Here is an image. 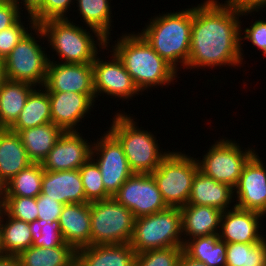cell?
Listing matches in <instances>:
<instances>
[{
    "mask_svg": "<svg viewBox=\"0 0 266 266\" xmlns=\"http://www.w3.org/2000/svg\"><path fill=\"white\" fill-rule=\"evenodd\" d=\"M6 256L4 250H3V241H2V234H1V228H0V258Z\"/></svg>",
    "mask_w": 266,
    "mask_h": 266,
    "instance_id": "cell-49",
    "label": "cell"
},
{
    "mask_svg": "<svg viewBox=\"0 0 266 266\" xmlns=\"http://www.w3.org/2000/svg\"><path fill=\"white\" fill-rule=\"evenodd\" d=\"M80 135L78 131L64 132L42 161L43 169L46 171L74 170L86 163L91 158L93 143H89Z\"/></svg>",
    "mask_w": 266,
    "mask_h": 266,
    "instance_id": "cell-16",
    "label": "cell"
},
{
    "mask_svg": "<svg viewBox=\"0 0 266 266\" xmlns=\"http://www.w3.org/2000/svg\"><path fill=\"white\" fill-rule=\"evenodd\" d=\"M7 128L6 126L3 124V122L1 121V118H0V134L5 131Z\"/></svg>",
    "mask_w": 266,
    "mask_h": 266,
    "instance_id": "cell-50",
    "label": "cell"
},
{
    "mask_svg": "<svg viewBox=\"0 0 266 266\" xmlns=\"http://www.w3.org/2000/svg\"><path fill=\"white\" fill-rule=\"evenodd\" d=\"M16 4H17V6L19 7V9L21 10L22 8L20 7V3L22 4V5H24V9H26L27 10V12H28V21L29 22H31V23H29V27H31V29H33V27L36 25L35 24V22H34V20L32 19V15L42 6V4H43V1L44 0H21V2H20V0H13Z\"/></svg>",
    "mask_w": 266,
    "mask_h": 266,
    "instance_id": "cell-44",
    "label": "cell"
},
{
    "mask_svg": "<svg viewBox=\"0 0 266 266\" xmlns=\"http://www.w3.org/2000/svg\"><path fill=\"white\" fill-rule=\"evenodd\" d=\"M41 193L62 204L86 203L79 169L63 171L44 170Z\"/></svg>",
    "mask_w": 266,
    "mask_h": 266,
    "instance_id": "cell-19",
    "label": "cell"
},
{
    "mask_svg": "<svg viewBox=\"0 0 266 266\" xmlns=\"http://www.w3.org/2000/svg\"><path fill=\"white\" fill-rule=\"evenodd\" d=\"M91 245L130 243L135 217L113 197L90 202Z\"/></svg>",
    "mask_w": 266,
    "mask_h": 266,
    "instance_id": "cell-9",
    "label": "cell"
},
{
    "mask_svg": "<svg viewBox=\"0 0 266 266\" xmlns=\"http://www.w3.org/2000/svg\"><path fill=\"white\" fill-rule=\"evenodd\" d=\"M199 171L196 158L182 152H170L151 174L168 207L186 206L194 177Z\"/></svg>",
    "mask_w": 266,
    "mask_h": 266,
    "instance_id": "cell-8",
    "label": "cell"
},
{
    "mask_svg": "<svg viewBox=\"0 0 266 266\" xmlns=\"http://www.w3.org/2000/svg\"><path fill=\"white\" fill-rule=\"evenodd\" d=\"M17 258L21 266H70L76 261V250L67 243L52 248L30 246Z\"/></svg>",
    "mask_w": 266,
    "mask_h": 266,
    "instance_id": "cell-29",
    "label": "cell"
},
{
    "mask_svg": "<svg viewBox=\"0 0 266 266\" xmlns=\"http://www.w3.org/2000/svg\"><path fill=\"white\" fill-rule=\"evenodd\" d=\"M43 87L48 92L87 94L96 101L92 64L58 63L49 59Z\"/></svg>",
    "mask_w": 266,
    "mask_h": 266,
    "instance_id": "cell-13",
    "label": "cell"
},
{
    "mask_svg": "<svg viewBox=\"0 0 266 266\" xmlns=\"http://www.w3.org/2000/svg\"><path fill=\"white\" fill-rule=\"evenodd\" d=\"M12 51L4 58V71L7 80L27 82L41 89L44 86L47 76V66L50 55L45 54L44 47L37 43V39H45L43 30L39 25L33 27ZM33 34V35H32ZM37 35L38 37H34ZM49 57V58H48ZM42 87H41V86Z\"/></svg>",
    "mask_w": 266,
    "mask_h": 266,
    "instance_id": "cell-7",
    "label": "cell"
},
{
    "mask_svg": "<svg viewBox=\"0 0 266 266\" xmlns=\"http://www.w3.org/2000/svg\"><path fill=\"white\" fill-rule=\"evenodd\" d=\"M20 18L14 25L0 31V55L5 58L19 41L28 33ZM27 29V30H26Z\"/></svg>",
    "mask_w": 266,
    "mask_h": 266,
    "instance_id": "cell-39",
    "label": "cell"
},
{
    "mask_svg": "<svg viewBox=\"0 0 266 266\" xmlns=\"http://www.w3.org/2000/svg\"><path fill=\"white\" fill-rule=\"evenodd\" d=\"M35 236L32 246L52 248L65 243L58 220L52 222L37 223L35 225Z\"/></svg>",
    "mask_w": 266,
    "mask_h": 266,
    "instance_id": "cell-37",
    "label": "cell"
},
{
    "mask_svg": "<svg viewBox=\"0 0 266 266\" xmlns=\"http://www.w3.org/2000/svg\"><path fill=\"white\" fill-rule=\"evenodd\" d=\"M226 266H266V240L226 244Z\"/></svg>",
    "mask_w": 266,
    "mask_h": 266,
    "instance_id": "cell-33",
    "label": "cell"
},
{
    "mask_svg": "<svg viewBox=\"0 0 266 266\" xmlns=\"http://www.w3.org/2000/svg\"><path fill=\"white\" fill-rule=\"evenodd\" d=\"M233 3L241 12L244 11H256L262 10L266 7V0H229Z\"/></svg>",
    "mask_w": 266,
    "mask_h": 266,
    "instance_id": "cell-43",
    "label": "cell"
},
{
    "mask_svg": "<svg viewBox=\"0 0 266 266\" xmlns=\"http://www.w3.org/2000/svg\"><path fill=\"white\" fill-rule=\"evenodd\" d=\"M48 94L52 123L65 132L78 131L77 123L82 122V118L91 111L94 101L87 94L76 92H48Z\"/></svg>",
    "mask_w": 266,
    "mask_h": 266,
    "instance_id": "cell-18",
    "label": "cell"
},
{
    "mask_svg": "<svg viewBox=\"0 0 266 266\" xmlns=\"http://www.w3.org/2000/svg\"><path fill=\"white\" fill-rule=\"evenodd\" d=\"M112 197L135 218L168 208L152 174L133 173Z\"/></svg>",
    "mask_w": 266,
    "mask_h": 266,
    "instance_id": "cell-11",
    "label": "cell"
},
{
    "mask_svg": "<svg viewBox=\"0 0 266 266\" xmlns=\"http://www.w3.org/2000/svg\"><path fill=\"white\" fill-rule=\"evenodd\" d=\"M226 2V3H225ZM206 0L193 7L190 54L186 70L214 66H238L243 62L241 21L239 17L253 11L241 12L226 0Z\"/></svg>",
    "mask_w": 266,
    "mask_h": 266,
    "instance_id": "cell-1",
    "label": "cell"
},
{
    "mask_svg": "<svg viewBox=\"0 0 266 266\" xmlns=\"http://www.w3.org/2000/svg\"><path fill=\"white\" fill-rule=\"evenodd\" d=\"M70 266H80V264L77 262V261H75L72 265H70Z\"/></svg>",
    "mask_w": 266,
    "mask_h": 266,
    "instance_id": "cell-51",
    "label": "cell"
},
{
    "mask_svg": "<svg viewBox=\"0 0 266 266\" xmlns=\"http://www.w3.org/2000/svg\"><path fill=\"white\" fill-rule=\"evenodd\" d=\"M255 153L244 165L239 181L234 188V206L266 214V166ZM238 201V202H237Z\"/></svg>",
    "mask_w": 266,
    "mask_h": 266,
    "instance_id": "cell-15",
    "label": "cell"
},
{
    "mask_svg": "<svg viewBox=\"0 0 266 266\" xmlns=\"http://www.w3.org/2000/svg\"><path fill=\"white\" fill-rule=\"evenodd\" d=\"M5 80H6V77H5V71H4V64L0 63V87L2 86Z\"/></svg>",
    "mask_w": 266,
    "mask_h": 266,
    "instance_id": "cell-48",
    "label": "cell"
},
{
    "mask_svg": "<svg viewBox=\"0 0 266 266\" xmlns=\"http://www.w3.org/2000/svg\"><path fill=\"white\" fill-rule=\"evenodd\" d=\"M111 47L110 52L122 61L140 92L156 85H170L177 77L178 71L159 56L139 32L125 33Z\"/></svg>",
    "mask_w": 266,
    "mask_h": 266,
    "instance_id": "cell-2",
    "label": "cell"
},
{
    "mask_svg": "<svg viewBox=\"0 0 266 266\" xmlns=\"http://www.w3.org/2000/svg\"><path fill=\"white\" fill-rule=\"evenodd\" d=\"M110 55V61H104L96 56L92 63L95 97L104 93L129 100L136 94L139 95L140 91L122 61L114 52Z\"/></svg>",
    "mask_w": 266,
    "mask_h": 266,
    "instance_id": "cell-14",
    "label": "cell"
},
{
    "mask_svg": "<svg viewBox=\"0 0 266 266\" xmlns=\"http://www.w3.org/2000/svg\"><path fill=\"white\" fill-rule=\"evenodd\" d=\"M64 132L50 122L21 130L19 135L29 159L33 163H42Z\"/></svg>",
    "mask_w": 266,
    "mask_h": 266,
    "instance_id": "cell-25",
    "label": "cell"
},
{
    "mask_svg": "<svg viewBox=\"0 0 266 266\" xmlns=\"http://www.w3.org/2000/svg\"><path fill=\"white\" fill-rule=\"evenodd\" d=\"M58 221L65 243L75 250L91 246L90 202L65 204Z\"/></svg>",
    "mask_w": 266,
    "mask_h": 266,
    "instance_id": "cell-20",
    "label": "cell"
},
{
    "mask_svg": "<svg viewBox=\"0 0 266 266\" xmlns=\"http://www.w3.org/2000/svg\"><path fill=\"white\" fill-rule=\"evenodd\" d=\"M183 247L154 249L136 254L134 266H177Z\"/></svg>",
    "mask_w": 266,
    "mask_h": 266,
    "instance_id": "cell-36",
    "label": "cell"
},
{
    "mask_svg": "<svg viewBox=\"0 0 266 266\" xmlns=\"http://www.w3.org/2000/svg\"><path fill=\"white\" fill-rule=\"evenodd\" d=\"M4 204H5V189L4 185L0 183V218L4 213Z\"/></svg>",
    "mask_w": 266,
    "mask_h": 266,
    "instance_id": "cell-47",
    "label": "cell"
},
{
    "mask_svg": "<svg viewBox=\"0 0 266 266\" xmlns=\"http://www.w3.org/2000/svg\"><path fill=\"white\" fill-rule=\"evenodd\" d=\"M78 5L77 10L82 15L83 22L91 29L97 40H107L109 42V34L111 27V6L110 0H75Z\"/></svg>",
    "mask_w": 266,
    "mask_h": 266,
    "instance_id": "cell-30",
    "label": "cell"
},
{
    "mask_svg": "<svg viewBox=\"0 0 266 266\" xmlns=\"http://www.w3.org/2000/svg\"><path fill=\"white\" fill-rule=\"evenodd\" d=\"M4 62V58L0 55V63Z\"/></svg>",
    "mask_w": 266,
    "mask_h": 266,
    "instance_id": "cell-52",
    "label": "cell"
},
{
    "mask_svg": "<svg viewBox=\"0 0 266 266\" xmlns=\"http://www.w3.org/2000/svg\"><path fill=\"white\" fill-rule=\"evenodd\" d=\"M109 131L122 144L133 173L151 174L170 151H161L154 134L136 126L132 116L116 113ZM160 151V152H159Z\"/></svg>",
    "mask_w": 266,
    "mask_h": 266,
    "instance_id": "cell-4",
    "label": "cell"
},
{
    "mask_svg": "<svg viewBox=\"0 0 266 266\" xmlns=\"http://www.w3.org/2000/svg\"><path fill=\"white\" fill-rule=\"evenodd\" d=\"M222 213L219 238L228 243L256 244L265 237L260 235V220L264 215L233 205Z\"/></svg>",
    "mask_w": 266,
    "mask_h": 266,
    "instance_id": "cell-17",
    "label": "cell"
},
{
    "mask_svg": "<svg viewBox=\"0 0 266 266\" xmlns=\"http://www.w3.org/2000/svg\"><path fill=\"white\" fill-rule=\"evenodd\" d=\"M39 26L49 45L62 59L60 63L92 64L100 52L96 46L103 50L109 47L107 40H95L91 31L76 26L69 19H50Z\"/></svg>",
    "mask_w": 266,
    "mask_h": 266,
    "instance_id": "cell-5",
    "label": "cell"
},
{
    "mask_svg": "<svg viewBox=\"0 0 266 266\" xmlns=\"http://www.w3.org/2000/svg\"><path fill=\"white\" fill-rule=\"evenodd\" d=\"M236 141L217 140L202 160H197L199 171L217 182L236 187L244 165L256 153L254 149L241 150Z\"/></svg>",
    "mask_w": 266,
    "mask_h": 266,
    "instance_id": "cell-10",
    "label": "cell"
},
{
    "mask_svg": "<svg viewBox=\"0 0 266 266\" xmlns=\"http://www.w3.org/2000/svg\"><path fill=\"white\" fill-rule=\"evenodd\" d=\"M36 86L19 81L5 80L0 87V118L6 128H10L26 104Z\"/></svg>",
    "mask_w": 266,
    "mask_h": 266,
    "instance_id": "cell-26",
    "label": "cell"
},
{
    "mask_svg": "<svg viewBox=\"0 0 266 266\" xmlns=\"http://www.w3.org/2000/svg\"><path fill=\"white\" fill-rule=\"evenodd\" d=\"M3 217L6 219V222ZM0 228L3 250L6 255L18 256L25 249L32 246L36 233L35 225L10 217L4 211L0 218Z\"/></svg>",
    "mask_w": 266,
    "mask_h": 266,
    "instance_id": "cell-27",
    "label": "cell"
},
{
    "mask_svg": "<svg viewBox=\"0 0 266 266\" xmlns=\"http://www.w3.org/2000/svg\"><path fill=\"white\" fill-rule=\"evenodd\" d=\"M44 169L41 163H32L4 185L5 196L36 198L41 193Z\"/></svg>",
    "mask_w": 266,
    "mask_h": 266,
    "instance_id": "cell-32",
    "label": "cell"
},
{
    "mask_svg": "<svg viewBox=\"0 0 266 266\" xmlns=\"http://www.w3.org/2000/svg\"><path fill=\"white\" fill-rule=\"evenodd\" d=\"M4 211L15 219L36 225L38 208L36 198L22 196H5Z\"/></svg>",
    "mask_w": 266,
    "mask_h": 266,
    "instance_id": "cell-35",
    "label": "cell"
},
{
    "mask_svg": "<svg viewBox=\"0 0 266 266\" xmlns=\"http://www.w3.org/2000/svg\"><path fill=\"white\" fill-rule=\"evenodd\" d=\"M38 208V223L52 222L58 220L64 204L55 201L52 198H46V195L40 193L36 197Z\"/></svg>",
    "mask_w": 266,
    "mask_h": 266,
    "instance_id": "cell-40",
    "label": "cell"
},
{
    "mask_svg": "<svg viewBox=\"0 0 266 266\" xmlns=\"http://www.w3.org/2000/svg\"><path fill=\"white\" fill-rule=\"evenodd\" d=\"M0 266H21L17 256H3L0 258Z\"/></svg>",
    "mask_w": 266,
    "mask_h": 266,
    "instance_id": "cell-46",
    "label": "cell"
},
{
    "mask_svg": "<svg viewBox=\"0 0 266 266\" xmlns=\"http://www.w3.org/2000/svg\"><path fill=\"white\" fill-rule=\"evenodd\" d=\"M180 209L184 244L195 237L219 235L223 211L200 205H186Z\"/></svg>",
    "mask_w": 266,
    "mask_h": 266,
    "instance_id": "cell-21",
    "label": "cell"
},
{
    "mask_svg": "<svg viewBox=\"0 0 266 266\" xmlns=\"http://www.w3.org/2000/svg\"><path fill=\"white\" fill-rule=\"evenodd\" d=\"M234 189L227 184L217 182L213 178L198 171L194 177L187 205L210 206L221 211L230 208Z\"/></svg>",
    "mask_w": 266,
    "mask_h": 266,
    "instance_id": "cell-23",
    "label": "cell"
},
{
    "mask_svg": "<svg viewBox=\"0 0 266 266\" xmlns=\"http://www.w3.org/2000/svg\"><path fill=\"white\" fill-rule=\"evenodd\" d=\"M245 35L241 34L242 39L249 40L255 47L259 48L262 53L266 49V21L264 20H256L249 28H245L244 32Z\"/></svg>",
    "mask_w": 266,
    "mask_h": 266,
    "instance_id": "cell-41",
    "label": "cell"
},
{
    "mask_svg": "<svg viewBox=\"0 0 266 266\" xmlns=\"http://www.w3.org/2000/svg\"><path fill=\"white\" fill-rule=\"evenodd\" d=\"M52 122L48 91L36 88L30 93L16 122L9 128L19 133L21 130Z\"/></svg>",
    "mask_w": 266,
    "mask_h": 266,
    "instance_id": "cell-28",
    "label": "cell"
},
{
    "mask_svg": "<svg viewBox=\"0 0 266 266\" xmlns=\"http://www.w3.org/2000/svg\"><path fill=\"white\" fill-rule=\"evenodd\" d=\"M93 143L91 158L96 160L105 190L113 196L121 185L133 174L122 144L108 130ZM97 155V158H93ZM99 158V159H98Z\"/></svg>",
    "mask_w": 266,
    "mask_h": 266,
    "instance_id": "cell-12",
    "label": "cell"
},
{
    "mask_svg": "<svg viewBox=\"0 0 266 266\" xmlns=\"http://www.w3.org/2000/svg\"><path fill=\"white\" fill-rule=\"evenodd\" d=\"M177 266H208L200 261L194 260L184 251L181 253Z\"/></svg>",
    "mask_w": 266,
    "mask_h": 266,
    "instance_id": "cell-45",
    "label": "cell"
},
{
    "mask_svg": "<svg viewBox=\"0 0 266 266\" xmlns=\"http://www.w3.org/2000/svg\"><path fill=\"white\" fill-rule=\"evenodd\" d=\"M183 251L208 266H226V243L219 235L192 238L184 244Z\"/></svg>",
    "mask_w": 266,
    "mask_h": 266,
    "instance_id": "cell-31",
    "label": "cell"
},
{
    "mask_svg": "<svg viewBox=\"0 0 266 266\" xmlns=\"http://www.w3.org/2000/svg\"><path fill=\"white\" fill-rule=\"evenodd\" d=\"M193 7L150 19L139 34L176 71L187 66L190 54Z\"/></svg>",
    "mask_w": 266,
    "mask_h": 266,
    "instance_id": "cell-3",
    "label": "cell"
},
{
    "mask_svg": "<svg viewBox=\"0 0 266 266\" xmlns=\"http://www.w3.org/2000/svg\"><path fill=\"white\" fill-rule=\"evenodd\" d=\"M85 197L89 202L106 200L112 196L105 190L101 171L95 160L90 158L80 168Z\"/></svg>",
    "mask_w": 266,
    "mask_h": 266,
    "instance_id": "cell-34",
    "label": "cell"
},
{
    "mask_svg": "<svg viewBox=\"0 0 266 266\" xmlns=\"http://www.w3.org/2000/svg\"><path fill=\"white\" fill-rule=\"evenodd\" d=\"M74 0H44L42 6L31 16L36 25L50 19H68L67 10Z\"/></svg>",
    "mask_w": 266,
    "mask_h": 266,
    "instance_id": "cell-38",
    "label": "cell"
},
{
    "mask_svg": "<svg viewBox=\"0 0 266 266\" xmlns=\"http://www.w3.org/2000/svg\"><path fill=\"white\" fill-rule=\"evenodd\" d=\"M135 258L130 243L91 245L76 250L80 266H134Z\"/></svg>",
    "mask_w": 266,
    "mask_h": 266,
    "instance_id": "cell-22",
    "label": "cell"
},
{
    "mask_svg": "<svg viewBox=\"0 0 266 266\" xmlns=\"http://www.w3.org/2000/svg\"><path fill=\"white\" fill-rule=\"evenodd\" d=\"M32 163L19 133L9 128L3 131L0 134V183L5 185Z\"/></svg>",
    "mask_w": 266,
    "mask_h": 266,
    "instance_id": "cell-24",
    "label": "cell"
},
{
    "mask_svg": "<svg viewBox=\"0 0 266 266\" xmlns=\"http://www.w3.org/2000/svg\"><path fill=\"white\" fill-rule=\"evenodd\" d=\"M19 7L13 0L0 1V31L14 25L22 17Z\"/></svg>",
    "mask_w": 266,
    "mask_h": 266,
    "instance_id": "cell-42",
    "label": "cell"
},
{
    "mask_svg": "<svg viewBox=\"0 0 266 266\" xmlns=\"http://www.w3.org/2000/svg\"><path fill=\"white\" fill-rule=\"evenodd\" d=\"M182 236L181 209L168 207L135 218L130 245L136 254L154 249L183 247Z\"/></svg>",
    "mask_w": 266,
    "mask_h": 266,
    "instance_id": "cell-6",
    "label": "cell"
}]
</instances>
